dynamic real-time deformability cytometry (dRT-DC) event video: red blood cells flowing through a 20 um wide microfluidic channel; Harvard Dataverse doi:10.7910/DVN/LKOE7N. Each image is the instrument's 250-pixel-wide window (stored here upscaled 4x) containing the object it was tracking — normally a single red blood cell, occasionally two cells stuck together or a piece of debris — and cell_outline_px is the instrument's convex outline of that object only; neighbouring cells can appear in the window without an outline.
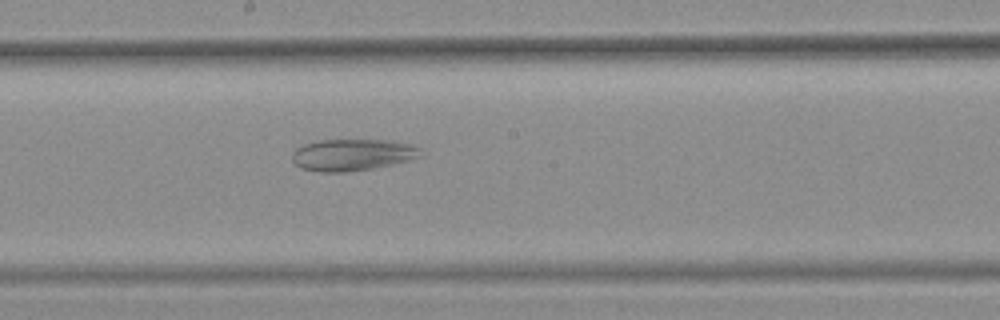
{"species": "common noctule bat (a hibernating species)", "species_latin": "Nyctalus noctula", "temperature_condition": "warm", "stored_images_in_passage": 49, "segment_of_instrument_passage": [2, 2], "camera_frame_rate_fps": 3000, "um_per_image_px": 0.085, "animal": {"sex": "female", "body_mass_g": 25.1}, "frame": {"image": 1, "passage_image": 30, "time_ms": 9.667, "image_size_px": [1000, 320], "cell_outline_px": [[424, 156], [392, 164], [372, 168], [344, 172], [320, 172], [300, 168], [292, 160], [292, 152], [296, 148], [304, 144], [316, 140], [392, 140], [412, 144], [420, 148]], "centroid_in_image_um": [29.96, 13.15], "position_along_channel_um": 218.2, "area_um2": 23.93}}
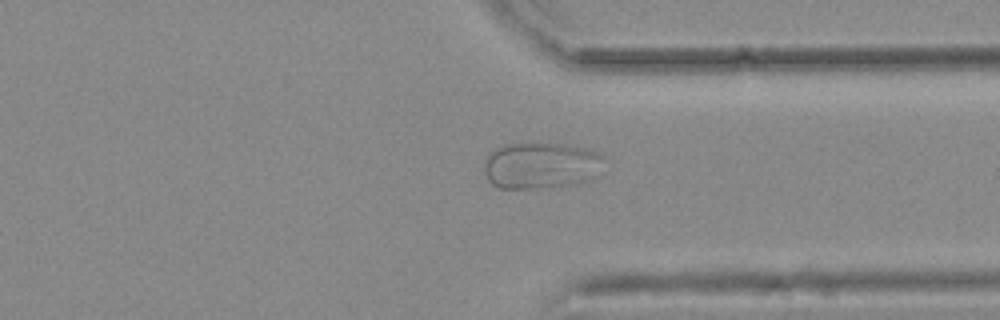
{"frame": {"image": 2, "passage_image": 42, "time_ms": 13.667, "image_size_px": [1000, 320], "cell_outline_px": [[604, 156], [592, 176], [588, 180], [572, 184], [540, 188], [496, 188], [488, 180], [484, 172], [484, 160], [488, 152], [504, 144], [568, 144], [600, 152]], "centroid_in_image_um": [45.89, 14.06], "position_along_channel_um": 365.5, "area_um2": 32.19}}